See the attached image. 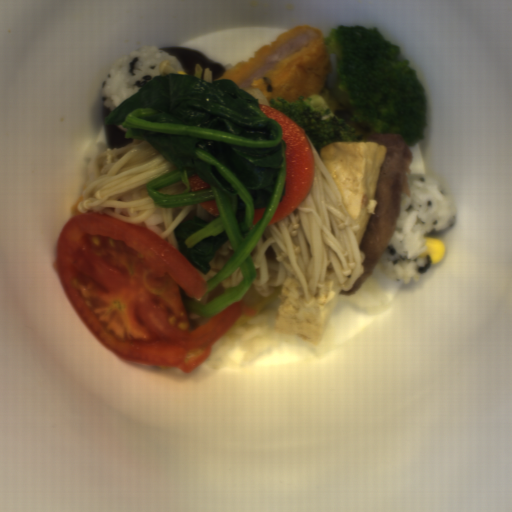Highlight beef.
<instances>
[{
  "mask_svg": "<svg viewBox=\"0 0 512 512\" xmlns=\"http://www.w3.org/2000/svg\"><path fill=\"white\" fill-rule=\"evenodd\" d=\"M365 141L385 145L387 153L381 166L374 199L377 200L375 215H371L359 250L364 251V273L358 277L349 291L339 289L341 295L359 292L362 284L373 275L376 264L386 251L401 219L402 193L411 199V185L407 174H412L414 153L402 133L382 132L372 134Z\"/></svg>",
  "mask_w": 512,
  "mask_h": 512,
  "instance_id": "beef-1",
  "label": "beef"
}]
</instances>
